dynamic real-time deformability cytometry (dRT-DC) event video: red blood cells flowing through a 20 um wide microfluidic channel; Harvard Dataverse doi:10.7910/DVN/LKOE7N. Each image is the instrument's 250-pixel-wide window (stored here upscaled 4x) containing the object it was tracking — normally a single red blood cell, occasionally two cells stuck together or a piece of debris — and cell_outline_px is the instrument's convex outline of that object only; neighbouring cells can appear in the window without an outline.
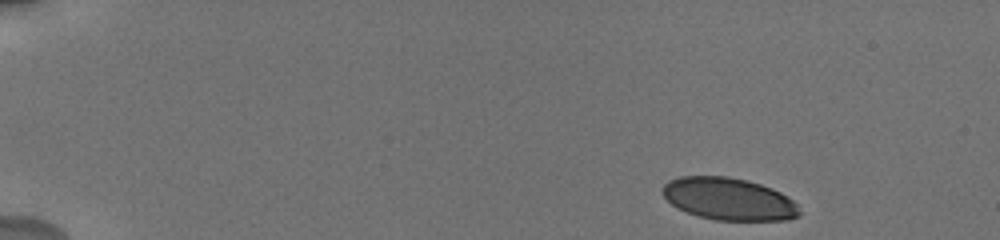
{"species": "human", "species_latin": "Homo sapiens", "temperature_condition": "cold", "stored_images_in_passage": 25, "camera_frame_rate_fps": 3000, "um_per_image_px": 0.085, "donor": {"sex": "male"}, "frame": {"image": 1, "passage_image": 1, "time_ms": 0.0, "image_size_px": [1000, 240], "cell_outline_px": [[800, 216], [788, 220], [716, 220], [700, 216], [688, 212], [672, 204], [664, 196], [664, 184], [668, 180], [680, 176], [728, 176], [748, 180], [772, 188], [788, 196], [796, 204], [800, 212]], "centroid_in_image_um": [61.98, 16.9], "position_along_channel_um": 23.0, "area_um2": 33.58}}
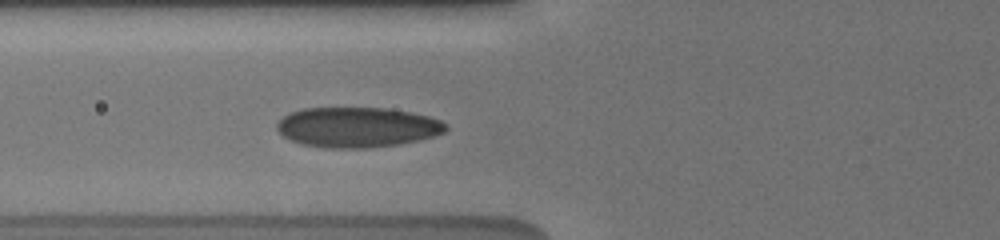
{"frame": {"image": 2, "passage_image": 17, "time_ms": 5.333, "image_size_px": [1000, 240], "cell_outline_px": [[448, 128], [444, 132], [432, 136], [416, 140], [396, 144], [368, 148], [324, 148], [300, 144], [284, 136], [276, 128], [276, 124], [284, 116], [292, 112], [304, 108], [384, 108], [412, 112], [428, 116], [440, 120], [448, 124]], "centroid_in_image_um": [30.36, 10.81], "position_along_channel_um": 95.4, "area_um2": 39.36}}
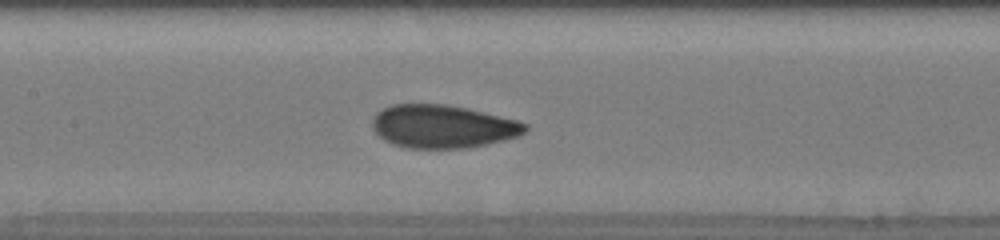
{"frame": {"image": 3, "passage_image": 23, "time_ms": 7.333, "image_size_px": [1000, 240], "cell_outline_px": [[528, 128], [520, 136], [504, 140], [468, 148], [408, 148], [392, 144], [384, 140], [372, 128], [372, 120], [376, 112], [392, 104], [448, 104], [468, 108], [516, 120], [528, 124]], "centroid_in_image_um": [37.63, 10.75], "position_along_channel_um": 169.8, "area_um2": 38.55}}